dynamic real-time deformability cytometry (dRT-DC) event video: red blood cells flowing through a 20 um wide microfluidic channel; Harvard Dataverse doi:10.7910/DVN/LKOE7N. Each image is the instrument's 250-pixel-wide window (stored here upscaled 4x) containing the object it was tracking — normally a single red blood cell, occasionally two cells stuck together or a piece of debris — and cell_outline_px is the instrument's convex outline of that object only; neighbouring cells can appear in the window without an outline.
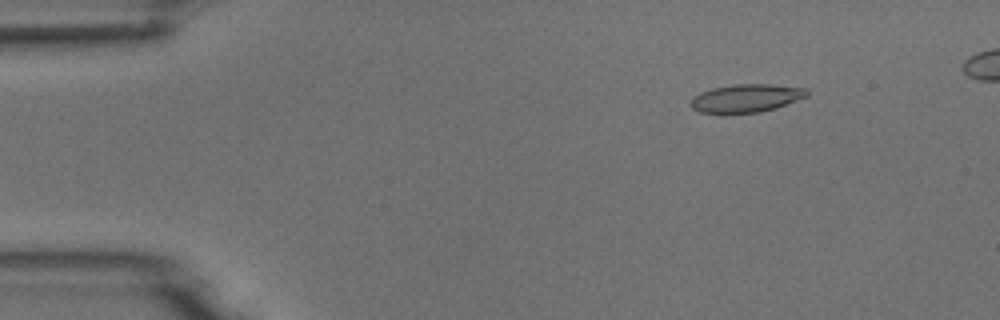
{"species": "common noctule bat (a hibernating species)", "species_latin": "Nyctalus noctula", "temperature_condition": "room temperature", "stored_images_in_passage": 5, "camera_frame_rate_fps": 3000, "um_per_image_px": 0.085, "animal": {"sex": "male", "body_mass_g": 18.8}, "frame": {"image": 1, "passage_image": 2, "time_ms": 1.333, "image_size_px": [1000, 320], "cell_outline_px": [[808, 96], [776, 108], [760, 112], [720, 116], [700, 112], [692, 108], [688, 104], [692, 96], [700, 92], [712, 88], [736, 84], [772, 84], [808, 88]], "centroid_in_image_um": [63.36, 8.38], "position_along_channel_um": 21.6, "area_um2": 19.88}}